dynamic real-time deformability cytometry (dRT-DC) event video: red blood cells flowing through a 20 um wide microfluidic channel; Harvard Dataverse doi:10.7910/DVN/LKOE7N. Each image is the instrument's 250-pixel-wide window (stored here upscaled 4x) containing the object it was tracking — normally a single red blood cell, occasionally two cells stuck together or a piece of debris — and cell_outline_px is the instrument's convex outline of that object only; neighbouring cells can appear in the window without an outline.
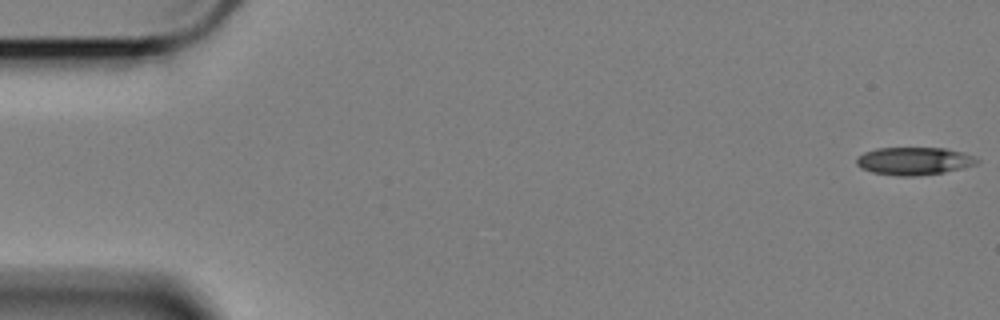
{"species": "Egyptian fruit bat (a non-hibernating species)", "species_latin": "Rousettus aegyptiacus", "temperature_condition": "cold", "stored_images_in_passage": 21, "camera_frame_rate_fps": 3000, "um_per_image_px": 0.085, "animal": {"sex": "female"}, "frame": {"image": 1, "passage_image": 1, "time_ms": 0.0, "image_size_px": [1000, 320], "cell_outline_px": [[980, 160], [976, 164], [964, 168], [944, 172], [916, 176], [896, 176], [872, 172], [860, 168], [856, 164], [856, 156], [864, 152], [876, 148], [944, 148], [964, 152]], "centroid_in_image_um": [77.67, 13.69], "position_along_channel_um": 7.3, "area_um2": 19.65}}
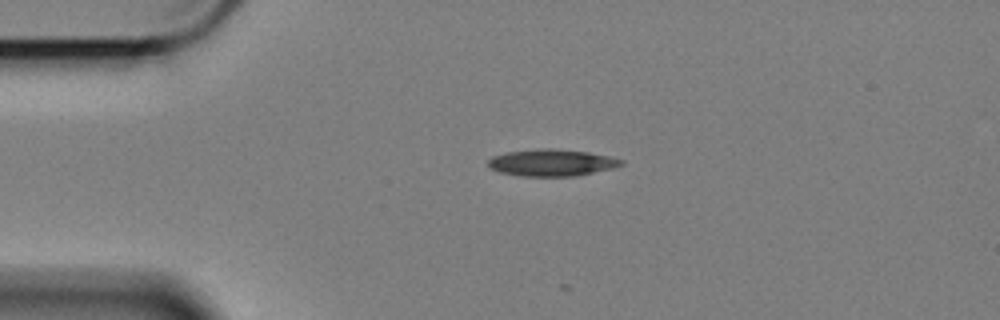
{"frame": {"image": 2, "passage_image": 13, "time_ms": 4.0, "image_size_px": [1000, 320], "cell_outline_px": [[624, 164], [616, 168], [576, 176], [520, 176], [496, 172], [488, 168], [488, 160], [492, 156], [508, 152], [536, 148], [552, 148], [588, 152], [612, 156], [624, 160]], "centroid_in_image_um": [46.91, 13.83], "position_along_channel_um": 38.1, "area_um2": 21.27}}
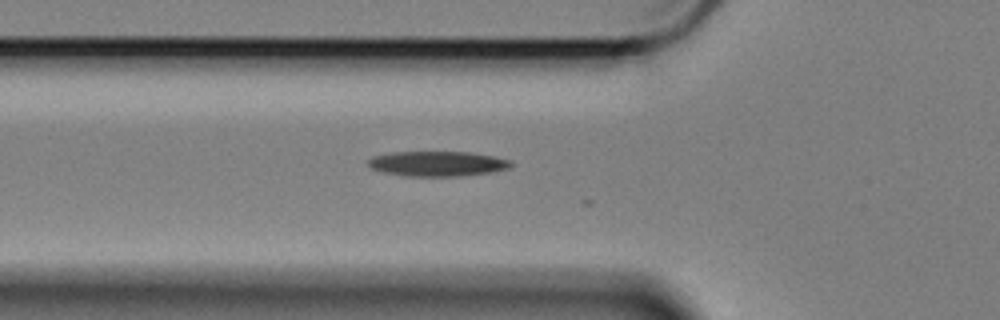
{"frame": {"image": 3, "passage_image": 20, "time_ms": 6.333, "image_size_px": [1000, 320], "cell_outline_px": [[512, 168], [492, 172], [464, 176], [404, 176], [384, 172], [372, 168], [368, 164], [368, 160], [372, 156], [392, 152], [468, 152], [492, 156], [512, 160]], "centroid_in_image_um": [37.22, 13.92], "position_along_channel_um": 88.6, "area_um2": 20.92}}